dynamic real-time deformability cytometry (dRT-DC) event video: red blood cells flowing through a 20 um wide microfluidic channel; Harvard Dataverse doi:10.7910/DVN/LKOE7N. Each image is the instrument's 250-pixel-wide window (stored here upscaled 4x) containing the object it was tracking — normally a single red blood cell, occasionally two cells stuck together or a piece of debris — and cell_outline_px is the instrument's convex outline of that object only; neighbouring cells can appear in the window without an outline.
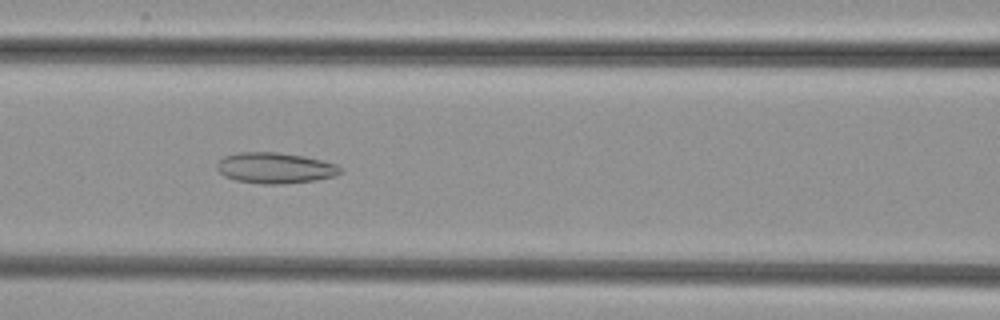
{"species": "common noctule bat (a hibernating species)", "species_latin": "Nyctalus noctula", "temperature_condition": "cold", "stored_images_in_passage": 36, "camera_frame_rate_fps": 3000, "um_per_image_px": 0.085, "animal": {"sex": "female", "body_mass_g": 29.2, "forearm_length_mm": 56.3}, "frame": {"image": 1, "passage_image": 13, "time_ms": 4.0, "image_size_px": [1000, 320], "cell_outline_px": [[340, 172], [336, 176], [316, 180], [284, 184], [264, 184], [236, 180], [224, 176], [216, 168], [216, 164], [224, 156], [236, 152], [276, 152], [304, 156], [336, 164], [340, 168]], "centroid_in_image_um": [23.36, 14.27], "position_along_channel_um": 143.2, "area_um2": 22.14}}
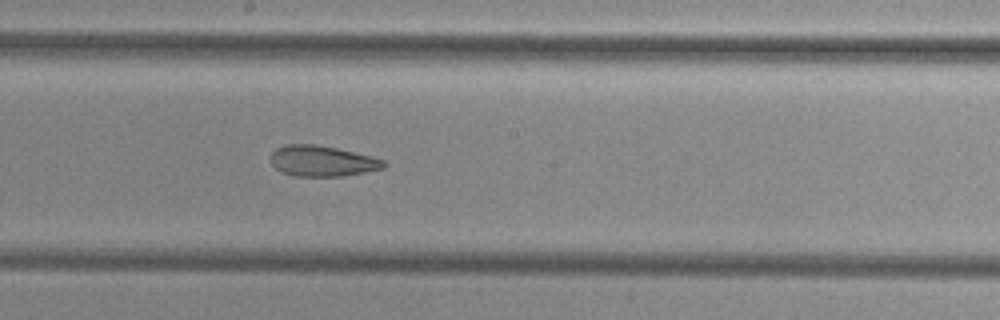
{"frame": {"image": 2, "passage_image": 19, "time_ms": 6.0, "image_size_px": [1000, 320], "cell_outline_px": [[388, 164], [384, 168], [364, 172], [340, 176], [296, 176], [280, 172], [272, 164], [272, 152], [276, 148], [288, 144], [316, 144], [336, 148], [384, 160]], "centroid_in_image_um": [27.37, 13.69], "position_along_channel_um": 220.8, "area_um2": 20.0}}
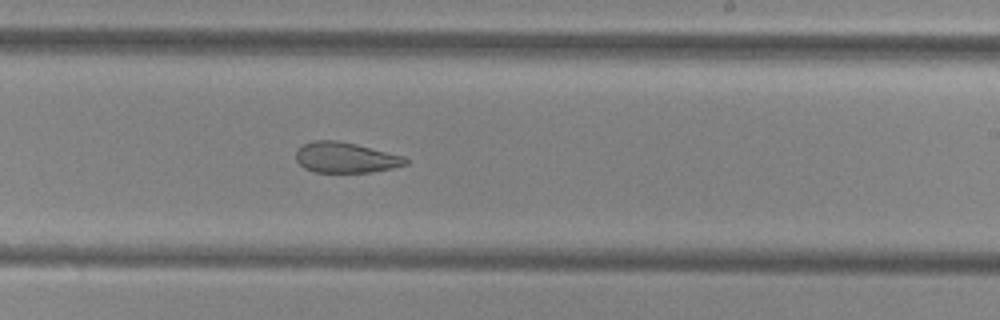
{"frame": {"image": 3, "passage_image": 22, "time_ms": 7.0, "image_size_px": [1000, 320], "cell_outline_px": [[408, 164], [392, 168], [372, 172], [316, 172], [304, 168], [296, 160], [296, 152], [300, 144], [312, 140], [336, 140], [356, 144], [404, 156], [408, 160]], "centroid_in_image_um": [29.35, 13.38], "position_along_channel_um": 259.7, "area_um2": 19.59}}